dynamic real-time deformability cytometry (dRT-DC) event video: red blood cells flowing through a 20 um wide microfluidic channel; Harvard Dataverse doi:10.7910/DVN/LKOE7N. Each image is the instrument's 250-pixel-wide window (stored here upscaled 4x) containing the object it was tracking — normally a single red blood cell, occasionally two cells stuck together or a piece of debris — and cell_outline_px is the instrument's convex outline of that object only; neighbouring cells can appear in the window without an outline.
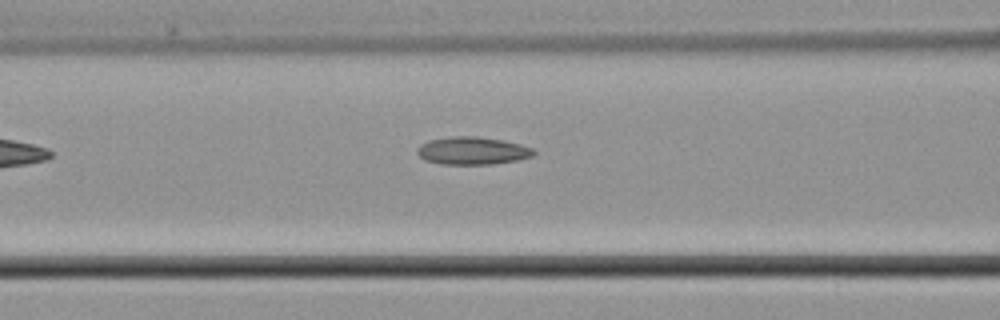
{"species": "common noctule bat (a hibernating species)", "species_latin": "Nyctalus noctula", "temperature_condition": "cold", "stored_images_in_passage": 5, "camera_frame_rate_fps": 3000, "um_per_image_px": 0.085, "animal": {"sex": "male", "body_mass_g": 21.5, "forearm_length_mm": 52.0}, "frame": {"image": 1, "passage_image": 4, "time_ms": 3.667, "image_size_px": [1000, 320], "cell_outline_px": [[536, 152], [532, 156], [516, 160], [492, 164], [440, 164], [424, 160], [416, 152], [416, 148], [420, 144], [428, 140], [452, 136], [480, 136], [504, 140], [520, 144], [532, 148]], "centroid_in_image_um": [40.12, 12.8], "position_along_channel_um": 126.5, "area_um2": 18.96}}